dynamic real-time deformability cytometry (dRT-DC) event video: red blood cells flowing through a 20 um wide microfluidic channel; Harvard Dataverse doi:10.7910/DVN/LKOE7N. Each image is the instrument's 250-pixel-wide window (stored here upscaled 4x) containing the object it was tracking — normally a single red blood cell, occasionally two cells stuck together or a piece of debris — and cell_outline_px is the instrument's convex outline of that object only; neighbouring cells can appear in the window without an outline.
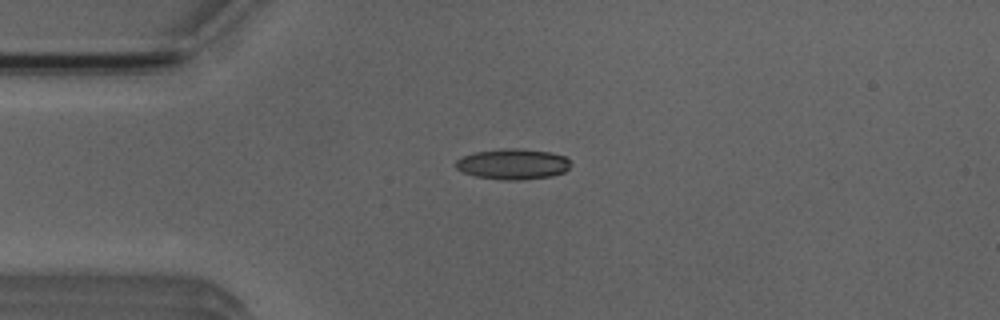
{"species": "Egyptian fruit bat (a non-hibernating species)", "species_latin": "Rousettus aegyptiacus", "temperature_condition": "room temperature", "stored_images_in_passage": 3, "camera_frame_rate_fps": 3000, "um_per_image_px": 0.085, "animal": {"sex": "male"}, "frame": {"image": 1, "passage_image": 1, "time_ms": 0.0, "image_size_px": [1000, 320], "cell_outline_px": [[572, 164], [564, 172], [552, 176], [516, 180], [504, 180], [476, 176], [464, 172], [456, 168], [456, 160], [460, 156], [476, 152], [504, 148], [520, 148], [552, 152], [568, 156]], "centroid_in_image_um": [43.64, 13.93], "position_along_channel_um": 41.4, "area_um2": 20.69}}
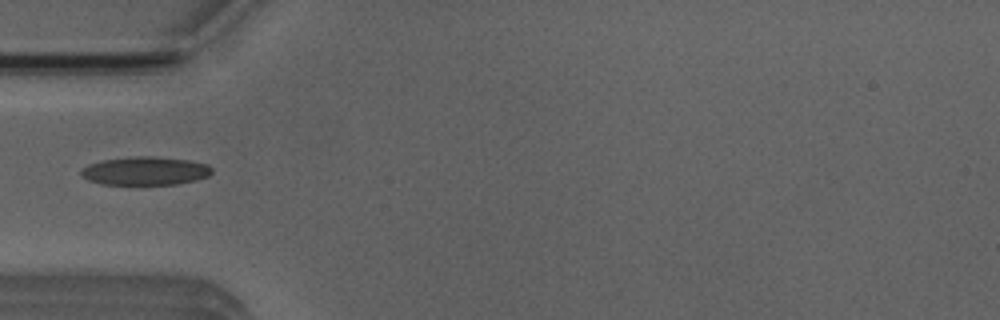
{"frame": {"image": 2, "passage_image": 2, "time_ms": 1.333, "image_size_px": [1000, 320], "cell_outline_px": [[212, 172], [208, 176], [196, 180], [176, 184], [100, 184], [88, 180], [80, 172], [80, 168], [88, 164], [100, 160], [132, 156], [156, 156], [188, 160], [208, 164], [212, 168]], "centroid_in_image_um": [12.33, 14.51], "position_along_channel_um": 72.7, "area_um2": 21.79}}